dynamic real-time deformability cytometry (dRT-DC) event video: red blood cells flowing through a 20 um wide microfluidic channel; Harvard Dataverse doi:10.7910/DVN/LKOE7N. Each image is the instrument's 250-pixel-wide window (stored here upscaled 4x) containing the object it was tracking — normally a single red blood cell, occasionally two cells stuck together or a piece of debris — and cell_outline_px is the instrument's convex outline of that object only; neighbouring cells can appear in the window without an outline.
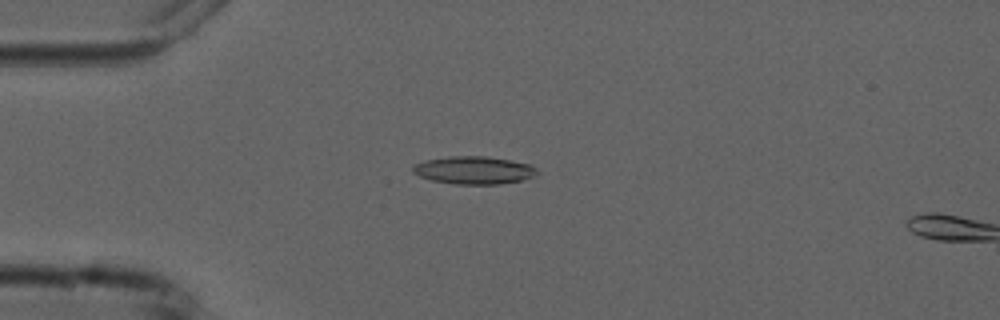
{"species": "common noctule bat (a hibernating species)", "species_latin": "Nyctalus noctula", "temperature_condition": "cold", "stored_images_in_passage": 3, "camera_frame_rate_fps": 3000, "um_per_image_px": 0.085, "animal": {"sex": "male", "forearm_length_mm": 52.5}, "frame": {"image": 1, "passage_image": 2, "time_ms": 1.0, "image_size_px": [1000, 320], "cell_outline_px": [[540, 172], [536, 176], [520, 180], [500, 184], [456, 184], [432, 180], [420, 176], [412, 172], [412, 168], [416, 164], [424, 160], [448, 156], [484, 156], [508, 160], [528, 164], [536, 168]], "centroid_in_image_um": [40.28, 14.47], "position_along_channel_um": 44.7, "area_um2": 20.0}}